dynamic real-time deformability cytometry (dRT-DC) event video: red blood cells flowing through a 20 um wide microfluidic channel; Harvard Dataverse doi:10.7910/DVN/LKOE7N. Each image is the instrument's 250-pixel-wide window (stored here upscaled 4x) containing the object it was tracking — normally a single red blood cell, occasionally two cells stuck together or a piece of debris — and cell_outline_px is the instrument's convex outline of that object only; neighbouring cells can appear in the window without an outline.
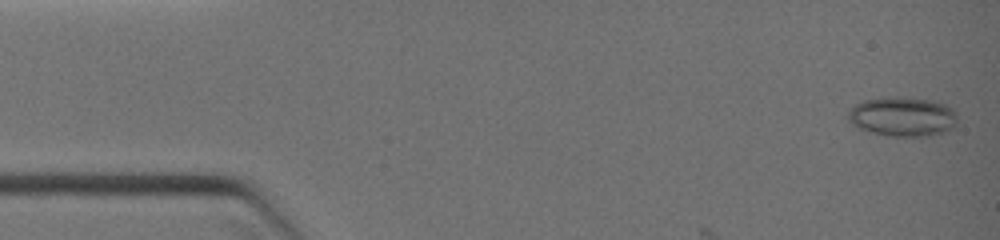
{"species": "common noctule bat (a hibernating species)", "species_latin": "Nyctalus noctula", "temperature_condition": "warm", "stored_images_in_passage": 4, "camera_frame_rate_fps": 3000, "um_per_image_px": 0.085, "animal": {"sex": "female", "body_mass_g": 19.0, "forearm_length_mm": 51.5}, "frame": {"image": 1, "passage_image": 1, "time_ms": 0.0, "image_size_px": [1000, 240], "cell_outline_px": [[956, 120], [952, 128], [940, 132], [924, 136], [892, 136], [860, 128], [848, 116], [848, 112], [856, 104], [864, 100], [880, 96], [908, 96], [940, 100], [952, 108], [956, 112]], "centroid_in_image_um": [76.78, 9.84], "position_along_channel_um": 8.2, "area_um2": 25.14}}